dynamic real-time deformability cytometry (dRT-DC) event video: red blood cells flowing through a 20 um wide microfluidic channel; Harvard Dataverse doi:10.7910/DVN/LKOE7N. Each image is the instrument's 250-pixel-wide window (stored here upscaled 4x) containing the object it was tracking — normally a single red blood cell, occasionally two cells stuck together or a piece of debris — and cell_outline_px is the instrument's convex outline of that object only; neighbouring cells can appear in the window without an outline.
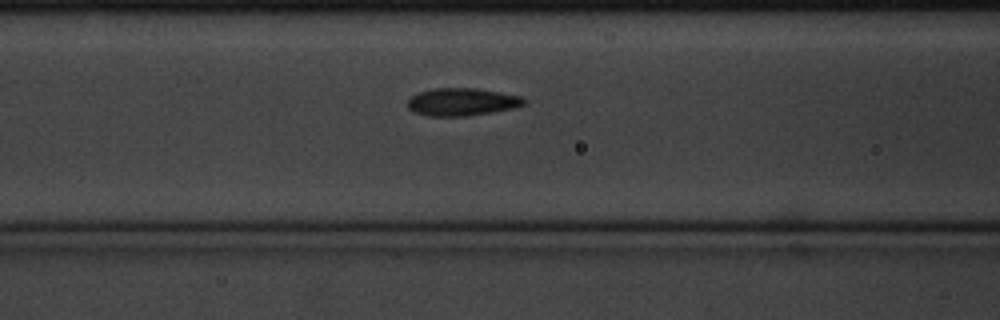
{"species": "common noctule bat (a hibernating species)", "species_latin": "Nyctalus noctula", "temperature_condition": "cold", "stored_images_in_passage": 9, "camera_frame_rate_fps": 3000, "um_per_image_px": 0.085, "animal": {"sex": "male", "body_mass_g": 20.1, "forearm_length_mm": 53.5}, "frame": {"image": 1, "passage_image": 9, "time_ms": 2.667, "image_size_px": [1000, 320], "cell_outline_px": [[524, 104], [512, 108], [492, 112], [464, 116], [428, 116], [412, 112], [408, 108], [408, 100], [412, 96], [420, 92], [436, 88], [476, 88], [500, 92], [520, 96], [524, 100]], "centroid_in_image_um": [39.22, 8.66], "position_along_channel_um": 127.4, "area_um2": 18.55}}